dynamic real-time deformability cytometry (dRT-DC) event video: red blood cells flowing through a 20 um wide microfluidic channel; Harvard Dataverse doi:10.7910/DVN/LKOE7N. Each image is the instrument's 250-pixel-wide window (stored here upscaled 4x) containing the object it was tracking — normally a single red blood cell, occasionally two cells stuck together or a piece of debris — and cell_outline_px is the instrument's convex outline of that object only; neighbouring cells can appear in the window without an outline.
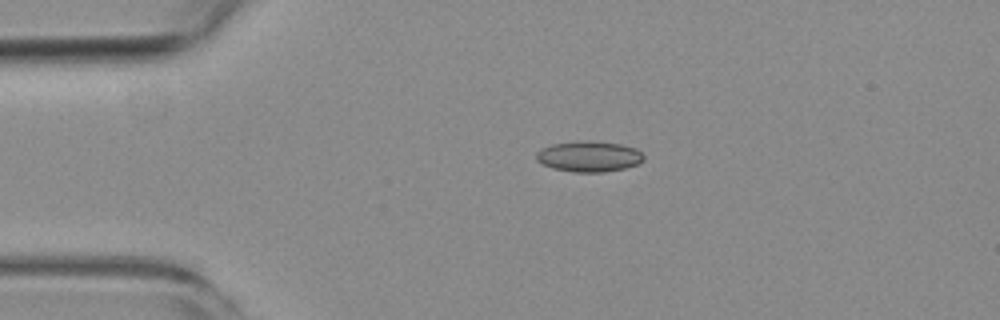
{"species": "common noctule bat (a hibernating species)", "species_latin": "Nyctalus noctula", "temperature_condition": "room temperature", "stored_images_in_passage": 4, "camera_frame_rate_fps": 3000, "um_per_image_px": 0.085, "animal": {"sex": "female", "body_mass_g": 19.3, "forearm_length_mm": 54.1}, "frame": {"image": 1, "passage_image": 3, "time_ms": 3.333, "image_size_px": [1000, 320], "cell_outline_px": [[644, 160], [636, 164], [624, 168], [604, 172], [572, 172], [552, 168], [536, 160], [536, 152], [540, 148], [552, 144], [576, 140], [588, 140], [620, 144], [636, 148], [644, 156]], "centroid_in_image_um": [50.03, 13.28], "position_along_channel_um": 35.0, "area_um2": 19.36}}
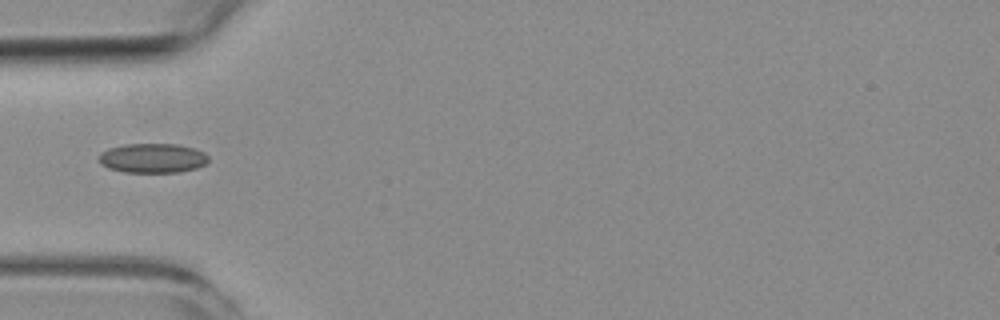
{"frame": {"image": 2, "passage_image": 4, "time_ms": 5.333, "image_size_px": [1000, 320], "cell_outline_px": [[208, 160], [204, 164], [196, 168], [180, 172], [124, 172], [108, 168], [100, 164], [100, 152], [108, 148], [124, 144], [176, 144], [192, 148], [204, 152], [208, 156]], "centroid_in_image_um": [12.95, 13.44], "position_along_channel_um": 72.1, "area_um2": 18.79}}